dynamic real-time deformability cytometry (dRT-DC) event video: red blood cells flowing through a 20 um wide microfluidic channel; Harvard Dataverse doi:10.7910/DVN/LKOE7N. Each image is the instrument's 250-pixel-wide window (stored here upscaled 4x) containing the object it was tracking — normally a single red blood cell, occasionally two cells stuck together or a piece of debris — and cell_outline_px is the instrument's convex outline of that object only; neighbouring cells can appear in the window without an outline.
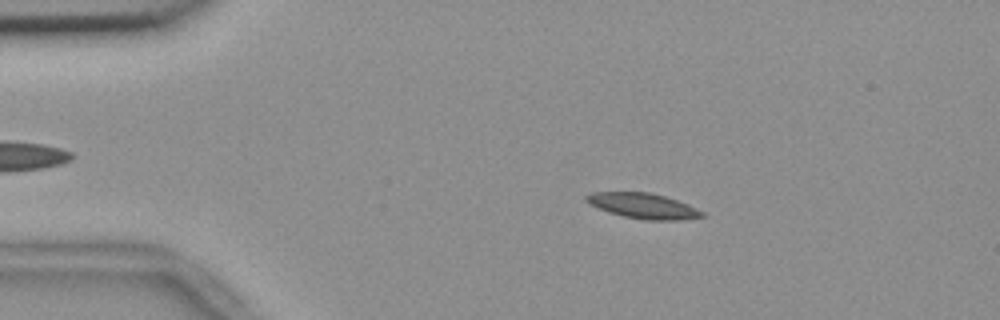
{"species": "common noctule bat (a hibernating species)", "species_latin": "Nyctalus noctula", "temperature_condition": "room temperature", "stored_images_in_passage": 47, "camera_frame_rate_fps": 3000, "um_per_image_px": 0.085, "animal": {"sex": "female", "body_mass_g": 18.4}, "frame": {"image": 1, "passage_image": 10, "time_ms": 3.0, "image_size_px": [1000, 320], "cell_outline_px": [[708, 216], [680, 220], [644, 220], [624, 216], [608, 212], [596, 208], [588, 204], [584, 200], [584, 196], [592, 192], [648, 192], [664, 196], [688, 204], [704, 212]], "centroid_in_image_um": [54.64, 17.5], "position_along_channel_um": 30.4, "area_um2": 17.28}}
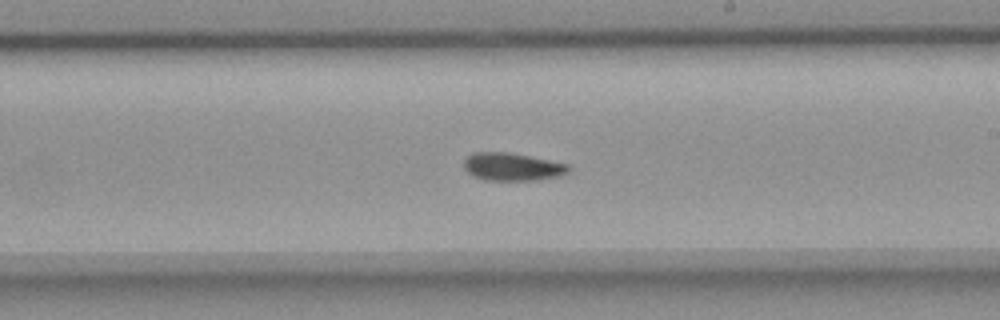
{"frame": {"image": 2, "passage_image": 32, "time_ms": 10.333, "image_size_px": [1000, 320], "cell_outline_px": [[572, 168], [564, 176], [540, 180], [484, 180], [472, 176], [464, 168], [464, 160], [472, 152], [508, 152], [568, 164]], "centroid_in_image_um": [43.57, 14.19], "position_along_channel_um": 245.4, "area_um2": 17.17}}
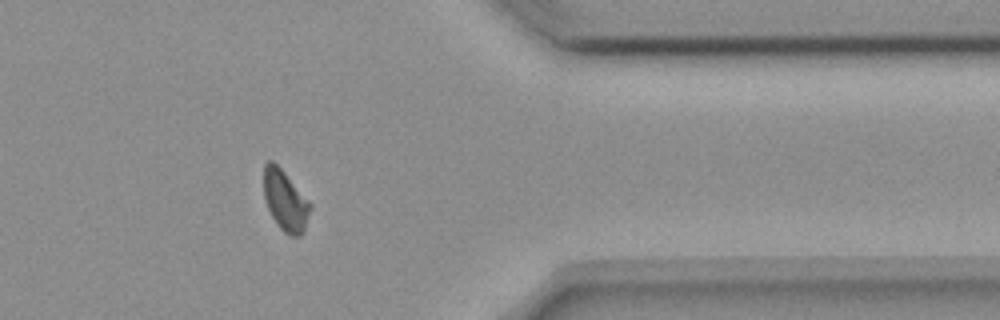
{"frame": {"image": 3, "passage_image": 45, "time_ms": 14.667, "image_size_px": [1000, 320], "cell_outline_px": [[312, 208], [304, 232], [300, 236], [292, 236], [284, 232], [280, 228], [272, 216], [268, 208], [264, 196], [264, 164], [268, 160], [272, 160], [284, 172], [312, 204]], "centroid_in_image_um": [24.27, 17.06], "position_along_channel_um": 387.1, "area_um2": 16.36}, "authors_computed_cell_mechanics": {"area_um2": 17.1666, "velocity_mm_per_s": 3.6487, "shape_relaxation_time_tau1_ms": null, "shape_relaxation_time_tau2_ms": 10.1946, "deformation_change_tau1": null, "deformation_change_tau2": 0.1265}}